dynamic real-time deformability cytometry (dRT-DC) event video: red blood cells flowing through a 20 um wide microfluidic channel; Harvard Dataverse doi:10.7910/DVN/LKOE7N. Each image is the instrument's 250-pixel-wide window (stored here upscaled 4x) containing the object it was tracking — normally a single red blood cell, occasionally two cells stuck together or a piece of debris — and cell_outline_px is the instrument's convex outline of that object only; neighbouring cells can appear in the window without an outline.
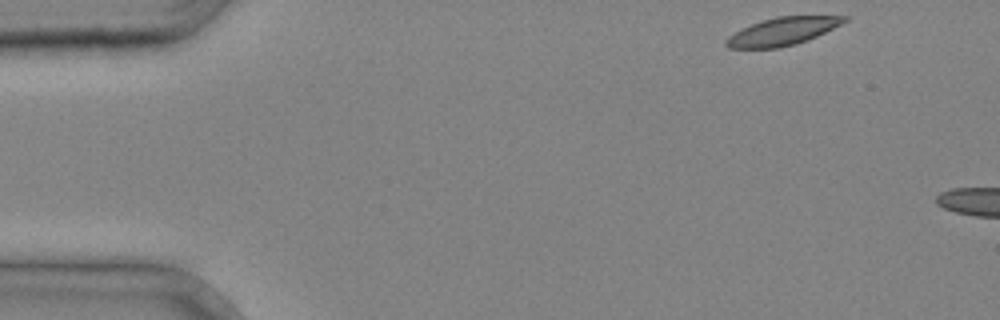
{"species": "common noctule bat (a hibernating species)", "species_latin": "Nyctalus noctula", "temperature_condition": "cold", "stored_images_in_passage": 2, "camera_frame_rate_fps": 3000, "um_per_image_px": 0.085, "animal": {"sex": "male", "body_mass_g": 20.4}, "frame": {"image": 1, "passage_image": 1, "time_ms": 0.0, "image_size_px": [1000, 320], "cell_outline_px": [[852, 16], [848, 20], [816, 36], [796, 44], [780, 48], [728, 48], [724, 44], [724, 40], [728, 36], [740, 28], [776, 16]], "centroid_in_image_um": [66.46, 2.67], "position_along_channel_um": 18.5, "area_um2": 19.07}}